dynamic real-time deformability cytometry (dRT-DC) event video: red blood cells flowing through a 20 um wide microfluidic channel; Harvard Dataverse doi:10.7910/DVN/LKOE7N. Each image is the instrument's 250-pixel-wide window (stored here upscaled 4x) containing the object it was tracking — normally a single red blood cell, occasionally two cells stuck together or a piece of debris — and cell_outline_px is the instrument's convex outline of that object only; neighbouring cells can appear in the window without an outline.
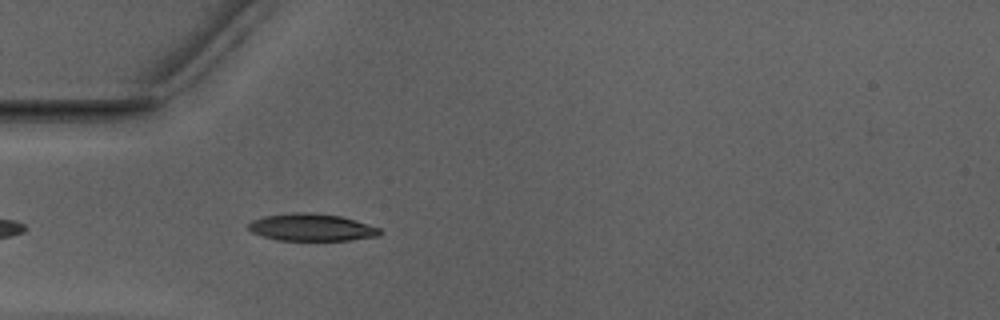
{"species": "Egyptian fruit bat (a non-hibernating species)", "species_latin": "Rousettus aegyptiacus", "temperature_condition": "warm", "stored_images_in_passage": 38, "camera_frame_rate_fps": 3000, "um_per_image_px": 0.085, "animal": {"sex": "male"}, "frame": {"image": 1, "passage_image": 4, "time_ms": 1.0, "image_size_px": [1000, 320], "cell_outline_px": [[384, 232], [380, 236], [348, 240], [276, 240], [252, 232], [248, 228], [248, 224], [252, 220], [264, 216], [292, 212], [312, 212], [340, 216], [368, 224], [380, 228]], "centroid_in_image_um": [26.5, 19.32], "position_along_channel_um": 58.5, "area_um2": 20.92}}
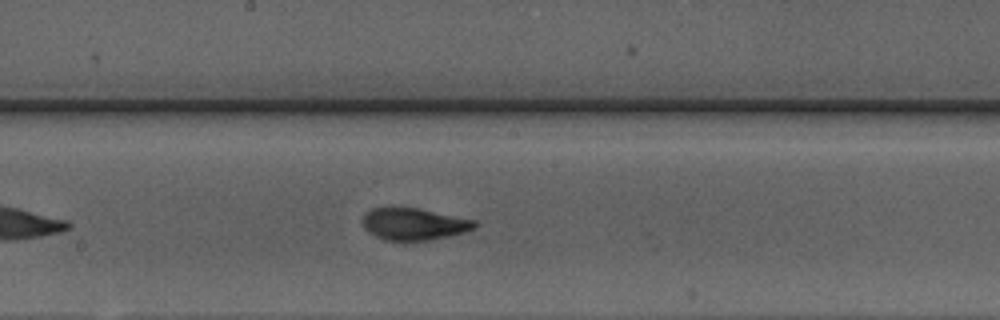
{"frame": {"image": 2, "passage_image": 16, "time_ms": 5.0, "image_size_px": [1000, 320], "cell_outline_px": [[480, 224], [476, 228], [464, 232], [448, 236], [428, 240], [384, 240], [368, 232], [364, 228], [364, 216], [372, 208], [388, 204], [392, 204], [416, 208], [476, 220]], "centroid_in_image_um": [35.17, 19.0], "position_along_channel_um": 213.0, "area_um2": 21.27}}
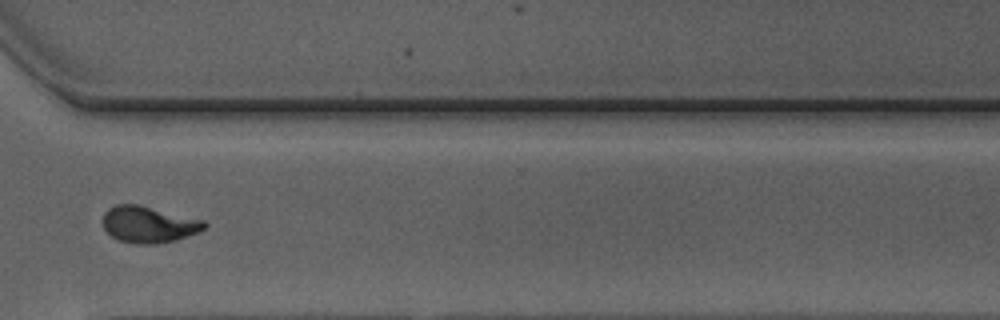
{"frame": {"image": 3, "passage_image": 27, "time_ms": 8.667, "image_size_px": [1000, 320], "cell_outline_px": [[208, 224], [200, 232], [176, 240], [156, 244], [136, 244], [120, 240], [112, 236], [104, 228], [104, 212], [108, 208], [116, 204], [140, 204], [204, 220]], "centroid_in_image_um": [12.66, 19.07], "position_along_channel_um": 357.9, "area_um2": 21.68}, "authors_computed_cell_mechanics": {"area_um2": 20.808, "velocity_mm_per_s": 3.9514, "shape_relaxation_time_tau1_ms": 3.0912, "shape_relaxation_time_tau2_ms": 0.7539, "deformation_change_tau1": 0.1819, "deformation_change_tau2": 0.0782}}